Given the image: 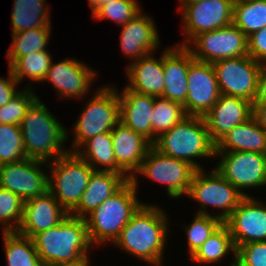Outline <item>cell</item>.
Listing matches in <instances>:
<instances>
[{"instance_id": "32", "label": "cell", "mask_w": 266, "mask_h": 266, "mask_svg": "<svg viewBox=\"0 0 266 266\" xmlns=\"http://www.w3.org/2000/svg\"><path fill=\"white\" fill-rule=\"evenodd\" d=\"M188 116L184 106L163 97H155L152 112V143Z\"/></svg>"}, {"instance_id": "20", "label": "cell", "mask_w": 266, "mask_h": 266, "mask_svg": "<svg viewBox=\"0 0 266 266\" xmlns=\"http://www.w3.org/2000/svg\"><path fill=\"white\" fill-rule=\"evenodd\" d=\"M141 11L121 26L120 48L124 56L132 62L150 53H155L160 45L159 32L151 16Z\"/></svg>"}, {"instance_id": "12", "label": "cell", "mask_w": 266, "mask_h": 266, "mask_svg": "<svg viewBox=\"0 0 266 266\" xmlns=\"http://www.w3.org/2000/svg\"><path fill=\"white\" fill-rule=\"evenodd\" d=\"M180 11L185 39L177 45L188 46L197 35L232 24L234 0H200L185 5Z\"/></svg>"}, {"instance_id": "31", "label": "cell", "mask_w": 266, "mask_h": 266, "mask_svg": "<svg viewBox=\"0 0 266 266\" xmlns=\"http://www.w3.org/2000/svg\"><path fill=\"white\" fill-rule=\"evenodd\" d=\"M2 235L8 266H45L30 237L17 232H3Z\"/></svg>"}, {"instance_id": "16", "label": "cell", "mask_w": 266, "mask_h": 266, "mask_svg": "<svg viewBox=\"0 0 266 266\" xmlns=\"http://www.w3.org/2000/svg\"><path fill=\"white\" fill-rule=\"evenodd\" d=\"M236 249L247 243L266 241V204L253 196H245L224 221Z\"/></svg>"}, {"instance_id": "9", "label": "cell", "mask_w": 266, "mask_h": 266, "mask_svg": "<svg viewBox=\"0 0 266 266\" xmlns=\"http://www.w3.org/2000/svg\"><path fill=\"white\" fill-rule=\"evenodd\" d=\"M196 171L188 162L162 154L151 146L136 174L167 185L170 198H181L183 194L187 195Z\"/></svg>"}, {"instance_id": "39", "label": "cell", "mask_w": 266, "mask_h": 266, "mask_svg": "<svg viewBox=\"0 0 266 266\" xmlns=\"http://www.w3.org/2000/svg\"><path fill=\"white\" fill-rule=\"evenodd\" d=\"M33 88L21 90L4 106L0 107V124H14L20 126L22 119L31 105L38 99Z\"/></svg>"}, {"instance_id": "34", "label": "cell", "mask_w": 266, "mask_h": 266, "mask_svg": "<svg viewBox=\"0 0 266 266\" xmlns=\"http://www.w3.org/2000/svg\"><path fill=\"white\" fill-rule=\"evenodd\" d=\"M51 27H38L12 33V42L6 56H26L32 52L47 50Z\"/></svg>"}, {"instance_id": "28", "label": "cell", "mask_w": 266, "mask_h": 266, "mask_svg": "<svg viewBox=\"0 0 266 266\" xmlns=\"http://www.w3.org/2000/svg\"><path fill=\"white\" fill-rule=\"evenodd\" d=\"M76 153L94 170L118 173L111 132H104L90 138Z\"/></svg>"}, {"instance_id": "7", "label": "cell", "mask_w": 266, "mask_h": 266, "mask_svg": "<svg viewBox=\"0 0 266 266\" xmlns=\"http://www.w3.org/2000/svg\"><path fill=\"white\" fill-rule=\"evenodd\" d=\"M49 188L55 199L70 213L80 202L94 169L76 152L48 163Z\"/></svg>"}, {"instance_id": "33", "label": "cell", "mask_w": 266, "mask_h": 266, "mask_svg": "<svg viewBox=\"0 0 266 266\" xmlns=\"http://www.w3.org/2000/svg\"><path fill=\"white\" fill-rule=\"evenodd\" d=\"M233 23L248 37L266 26V0L234 2Z\"/></svg>"}, {"instance_id": "48", "label": "cell", "mask_w": 266, "mask_h": 266, "mask_svg": "<svg viewBox=\"0 0 266 266\" xmlns=\"http://www.w3.org/2000/svg\"><path fill=\"white\" fill-rule=\"evenodd\" d=\"M229 266H240V265L236 262V259H232Z\"/></svg>"}, {"instance_id": "2", "label": "cell", "mask_w": 266, "mask_h": 266, "mask_svg": "<svg viewBox=\"0 0 266 266\" xmlns=\"http://www.w3.org/2000/svg\"><path fill=\"white\" fill-rule=\"evenodd\" d=\"M32 240L45 266L83 261L89 258L92 247L85 218L70 214L58 225L36 234Z\"/></svg>"}, {"instance_id": "8", "label": "cell", "mask_w": 266, "mask_h": 266, "mask_svg": "<svg viewBox=\"0 0 266 266\" xmlns=\"http://www.w3.org/2000/svg\"><path fill=\"white\" fill-rule=\"evenodd\" d=\"M188 198L199 203L197 214L210 215L208 207L222 210L214 216L223 222L236 209L241 200L245 197L240 191L227 181L215 168L206 173V170L199 169L195 172L189 191Z\"/></svg>"}, {"instance_id": "1", "label": "cell", "mask_w": 266, "mask_h": 266, "mask_svg": "<svg viewBox=\"0 0 266 266\" xmlns=\"http://www.w3.org/2000/svg\"><path fill=\"white\" fill-rule=\"evenodd\" d=\"M167 216L161 206L144 203L121 230L113 245L151 266H163L164 249L170 234Z\"/></svg>"}, {"instance_id": "5", "label": "cell", "mask_w": 266, "mask_h": 266, "mask_svg": "<svg viewBox=\"0 0 266 266\" xmlns=\"http://www.w3.org/2000/svg\"><path fill=\"white\" fill-rule=\"evenodd\" d=\"M161 152L178 160L186 161L197 170L204 169L196 158H215V143L211 140L203 117L186 116L152 143Z\"/></svg>"}, {"instance_id": "4", "label": "cell", "mask_w": 266, "mask_h": 266, "mask_svg": "<svg viewBox=\"0 0 266 266\" xmlns=\"http://www.w3.org/2000/svg\"><path fill=\"white\" fill-rule=\"evenodd\" d=\"M138 177L134 175L117 192L85 217L91 244L100 246L119 237L121 230L144 204L137 198Z\"/></svg>"}, {"instance_id": "36", "label": "cell", "mask_w": 266, "mask_h": 266, "mask_svg": "<svg viewBox=\"0 0 266 266\" xmlns=\"http://www.w3.org/2000/svg\"><path fill=\"white\" fill-rule=\"evenodd\" d=\"M137 0H117L109 3H99L92 10V18L97 20H110L123 26L141 10Z\"/></svg>"}, {"instance_id": "11", "label": "cell", "mask_w": 266, "mask_h": 266, "mask_svg": "<svg viewBox=\"0 0 266 266\" xmlns=\"http://www.w3.org/2000/svg\"><path fill=\"white\" fill-rule=\"evenodd\" d=\"M216 157L220 159L215 169L242 195L250 196L244 189L266 186V154L246 151L215 152Z\"/></svg>"}, {"instance_id": "47", "label": "cell", "mask_w": 266, "mask_h": 266, "mask_svg": "<svg viewBox=\"0 0 266 266\" xmlns=\"http://www.w3.org/2000/svg\"><path fill=\"white\" fill-rule=\"evenodd\" d=\"M197 1H200V0H180L179 7H177V8L180 11L185 5L190 4V3H194Z\"/></svg>"}, {"instance_id": "15", "label": "cell", "mask_w": 266, "mask_h": 266, "mask_svg": "<svg viewBox=\"0 0 266 266\" xmlns=\"http://www.w3.org/2000/svg\"><path fill=\"white\" fill-rule=\"evenodd\" d=\"M187 82L184 110L188 116L204 117L221 93L213 65L195 60L190 50Z\"/></svg>"}, {"instance_id": "6", "label": "cell", "mask_w": 266, "mask_h": 266, "mask_svg": "<svg viewBox=\"0 0 266 266\" xmlns=\"http://www.w3.org/2000/svg\"><path fill=\"white\" fill-rule=\"evenodd\" d=\"M93 93L73 125L75 138L69 152H76L87 140L98 134L111 132L120 121L118 89L105 85Z\"/></svg>"}, {"instance_id": "19", "label": "cell", "mask_w": 266, "mask_h": 266, "mask_svg": "<svg viewBox=\"0 0 266 266\" xmlns=\"http://www.w3.org/2000/svg\"><path fill=\"white\" fill-rule=\"evenodd\" d=\"M111 137L118 173L129 180L136 175L152 143L121 121L111 131Z\"/></svg>"}, {"instance_id": "24", "label": "cell", "mask_w": 266, "mask_h": 266, "mask_svg": "<svg viewBox=\"0 0 266 266\" xmlns=\"http://www.w3.org/2000/svg\"><path fill=\"white\" fill-rule=\"evenodd\" d=\"M118 90L120 121L152 143V112L155 96L143 95L124 88Z\"/></svg>"}, {"instance_id": "38", "label": "cell", "mask_w": 266, "mask_h": 266, "mask_svg": "<svg viewBox=\"0 0 266 266\" xmlns=\"http://www.w3.org/2000/svg\"><path fill=\"white\" fill-rule=\"evenodd\" d=\"M24 201L0 187V224L3 232H17L22 220Z\"/></svg>"}, {"instance_id": "40", "label": "cell", "mask_w": 266, "mask_h": 266, "mask_svg": "<svg viewBox=\"0 0 266 266\" xmlns=\"http://www.w3.org/2000/svg\"><path fill=\"white\" fill-rule=\"evenodd\" d=\"M236 262L240 266H266V241L239 246Z\"/></svg>"}, {"instance_id": "37", "label": "cell", "mask_w": 266, "mask_h": 266, "mask_svg": "<svg viewBox=\"0 0 266 266\" xmlns=\"http://www.w3.org/2000/svg\"><path fill=\"white\" fill-rule=\"evenodd\" d=\"M26 158L20 126L0 124V165Z\"/></svg>"}, {"instance_id": "45", "label": "cell", "mask_w": 266, "mask_h": 266, "mask_svg": "<svg viewBox=\"0 0 266 266\" xmlns=\"http://www.w3.org/2000/svg\"><path fill=\"white\" fill-rule=\"evenodd\" d=\"M89 260L90 258H85L83 261H79L76 263L61 264V265H55V266H91Z\"/></svg>"}, {"instance_id": "21", "label": "cell", "mask_w": 266, "mask_h": 266, "mask_svg": "<svg viewBox=\"0 0 266 266\" xmlns=\"http://www.w3.org/2000/svg\"><path fill=\"white\" fill-rule=\"evenodd\" d=\"M252 116V102L241 97L221 94L203 118L211 140L216 143L228 131L246 122Z\"/></svg>"}, {"instance_id": "10", "label": "cell", "mask_w": 266, "mask_h": 266, "mask_svg": "<svg viewBox=\"0 0 266 266\" xmlns=\"http://www.w3.org/2000/svg\"><path fill=\"white\" fill-rule=\"evenodd\" d=\"M186 47L195 60L213 64L248 55V37L232 23L197 35Z\"/></svg>"}, {"instance_id": "18", "label": "cell", "mask_w": 266, "mask_h": 266, "mask_svg": "<svg viewBox=\"0 0 266 266\" xmlns=\"http://www.w3.org/2000/svg\"><path fill=\"white\" fill-rule=\"evenodd\" d=\"M69 213L48 190L24 201L22 220L17 233L30 237L58 225Z\"/></svg>"}, {"instance_id": "30", "label": "cell", "mask_w": 266, "mask_h": 266, "mask_svg": "<svg viewBox=\"0 0 266 266\" xmlns=\"http://www.w3.org/2000/svg\"><path fill=\"white\" fill-rule=\"evenodd\" d=\"M230 253L233 255L232 258L236 259L237 249L228 226L223 223L190 259L198 264H219Z\"/></svg>"}, {"instance_id": "49", "label": "cell", "mask_w": 266, "mask_h": 266, "mask_svg": "<svg viewBox=\"0 0 266 266\" xmlns=\"http://www.w3.org/2000/svg\"><path fill=\"white\" fill-rule=\"evenodd\" d=\"M251 1H255V0H234V2H251Z\"/></svg>"}, {"instance_id": "46", "label": "cell", "mask_w": 266, "mask_h": 266, "mask_svg": "<svg viewBox=\"0 0 266 266\" xmlns=\"http://www.w3.org/2000/svg\"><path fill=\"white\" fill-rule=\"evenodd\" d=\"M114 1H117V0H88V3L92 11L99 3H109V2H114Z\"/></svg>"}, {"instance_id": "22", "label": "cell", "mask_w": 266, "mask_h": 266, "mask_svg": "<svg viewBox=\"0 0 266 266\" xmlns=\"http://www.w3.org/2000/svg\"><path fill=\"white\" fill-rule=\"evenodd\" d=\"M163 69L165 86L161 97L184 105L188 92V47H167L163 51Z\"/></svg>"}, {"instance_id": "29", "label": "cell", "mask_w": 266, "mask_h": 266, "mask_svg": "<svg viewBox=\"0 0 266 266\" xmlns=\"http://www.w3.org/2000/svg\"><path fill=\"white\" fill-rule=\"evenodd\" d=\"M9 60V69L18 81L28 78L27 88H33L32 82H44L47 71L53 60L48 50L32 52L26 56H6ZM26 77V78H25Z\"/></svg>"}, {"instance_id": "35", "label": "cell", "mask_w": 266, "mask_h": 266, "mask_svg": "<svg viewBox=\"0 0 266 266\" xmlns=\"http://www.w3.org/2000/svg\"><path fill=\"white\" fill-rule=\"evenodd\" d=\"M224 222L210 214L195 213L193 221L190 225L185 226L184 229L187 237V251L191 257L202 244L223 224Z\"/></svg>"}, {"instance_id": "41", "label": "cell", "mask_w": 266, "mask_h": 266, "mask_svg": "<svg viewBox=\"0 0 266 266\" xmlns=\"http://www.w3.org/2000/svg\"><path fill=\"white\" fill-rule=\"evenodd\" d=\"M248 55L258 62L266 63V26L248 36Z\"/></svg>"}, {"instance_id": "3", "label": "cell", "mask_w": 266, "mask_h": 266, "mask_svg": "<svg viewBox=\"0 0 266 266\" xmlns=\"http://www.w3.org/2000/svg\"><path fill=\"white\" fill-rule=\"evenodd\" d=\"M27 158L52 162L65 155L69 134L67 128L48 110L38 98L28 109L20 123Z\"/></svg>"}, {"instance_id": "43", "label": "cell", "mask_w": 266, "mask_h": 266, "mask_svg": "<svg viewBox=\"0 0 266 266\" xmlns=\"http://www.w3.org/2000/svg\"><path fill=\"white\" fill-rule=\"evenodd\" d=\"M266 102V63H263L257 83L256 95L252 103Z\"/></svg>"}, {"instance_id": "23", "label": "cell", "mask_w": 266, "mask_h": 266, "mask_svg": "<svg viewBox=\"0 0 266 266\" xmlns=\"http://www.w3.org/2000/svg\"><path fill=\"white\" fill-rule=\"evenodd\" d=\"M126 74L129 90L143 94L160 97L164 90L163 53L155 57L150 53L133 63L127 64Z\"/></svg>"}, {"instance_id": "44", "label": "cell", "mask_w": 266, "mask_h": 266, "mask_svg": "<svg viewBox=\"0 0 266 266\" xmlns=\"http://www.w3.org/2000/svg\"><path fill=\"white\" fill-rule=\"evenodd\" d=\"M253 116L257 120L258 124L266 131V102L264 103H252Z\"/></svg>"}, {"instance_id": "26", "label": "cell", "mask_w": 266, "mask_h": 266, "mask_svg": "<svg viewBox=\"0 0 266 266\" xmlns=\"http://www.w3.org/2000/svg\"><path fill=\"white\" fill-rule=\"evenodd\" d=\"M234 151L266 154V131L254 116L235 126L215 143V152Z\"/></svg>"}, {"instance_id": "27", "label": "cell", "mask_w": 266, "mask_h": 266, "mask_svg": "<svg viewBox=\"0 0 266 266\" xmlns=\"http://www.w3.org/2000/svg\"><path fill=\"white\" fill-rule=\"evenodd\" d=\"M11 14L12 33L38 27H51L46 0H14Z\"/></svg>"}, {"instance_id": "14", "label": "cell", "mask_w": 266, "mask_h": 266, "mask_svg": "<svg viewBox=\"0 0 266 266\" xmlns=\"http://www.w3.org/2000/svg\"><path fill=\"white\" fill-rule=\"evenodd\" d=\"M42 167V168H41ZM48 163L26 158L0 165V187L18 195L23 201L43 195L49 188Z\"/></svg>"}, {"instance_id": "42", "label": "cell", "mask_w": 266, "mask_h": 266, "mask_svg": "<svg viewBox=\"0 0 266 266\" xmlns=\"http://www.w3.org/2000/svg\"><path fill=\"white\" fill-rule=\"evenodd\" d=\"M8 74V78H0V107L8 103L21 91L17 89L19 83L10 69H8Z\"/></svg>"}, {"instance_id": "17", "label": "cell", "mask_w": 266, "mask_h": 266, "mask_svg": "<svg viewBox=\"0 0 266 266\" xmlns=\"http://www.w3.org/2000/svg\"><path fill=\"white\" fill-rule=\"evenodd\" d=\"M96 71L72 58L51 63L44 81H49L57 90L59 98H84L93 81L97 78ZM96 77V78H95Z\"/></svg>"}, {"instance_id": "13", "label": "cell", "mask_w": 266, "mask_h": 266, "mask_svg": "<svg viewBox=\"0 0 266 266\" xmlns=\"http://www.w3.org/2000/svg\"><path fill=\"white\" fill-rule=\"evenodd\" d=\"M212 65L221 94L253 102L263 63L245 55L219 60Z\"/></svg>"}, {"instance_id": "25", "label": "cell", "mask_w": 266, "mask_h": 266, "mask_svg": "<svg viewBox=\"0 0 266 266\" xmlns=\"http://www.w3.org/2000/svg\"><path fill=\"white\" fill-rule=\"evenodd\" d=\"M127 181L128 179L121 173L94 170L80 202L69 214L85 218L106 199L117 192Z\"/></svg>"}]
</instances>
